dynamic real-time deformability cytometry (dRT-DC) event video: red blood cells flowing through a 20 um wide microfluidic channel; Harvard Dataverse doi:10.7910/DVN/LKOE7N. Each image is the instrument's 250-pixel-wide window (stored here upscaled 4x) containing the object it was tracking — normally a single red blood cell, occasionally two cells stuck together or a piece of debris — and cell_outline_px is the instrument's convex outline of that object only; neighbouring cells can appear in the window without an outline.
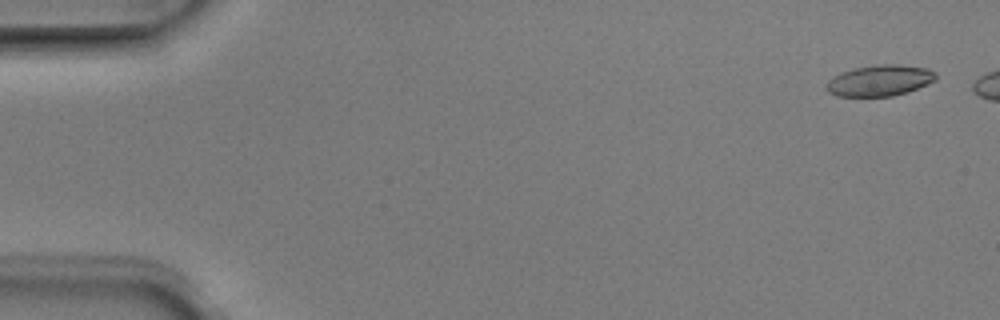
{"species": "Egyptian fruit bat (a non-hibernating species)", "species_latin": "Rousettus aegyptiacus", "temperature_condition": "room temperature", "stored_images_in_passage": 7, "camera_frame_rate_fps": 3000, "um_per_image_px": 0.085, "animal": {"sex": "male"}, "frame": {"image": 1, "passage_image": 1, "time_ms": 0.0, "image_size_px": [1000, 320], "cell_outline_px": [[936, 80], [928, 84], [908, 92], [892, 96], [836, 96], [828, 92], [828, 80], [832, 76], [840, 72], [852, 68], [880, 64], [900, 64], [928, 68], [936, 72]], "centroid_in_image_um": [74.8, 6.83], "position_along_channel_um": 10.2, "area_um2": 20.0}}
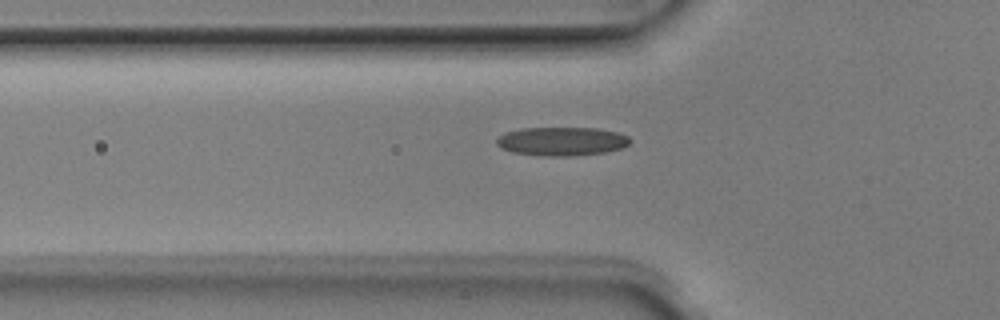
{"frame": {"image": 2, "passage_image": 6, "time_ms": 1.667, "image_size_px": [1000, 320], "cell_outline_px": [[632, 140], [628, 144], [620, 148], [604, 152], [572, 156], [544, 156], [512, 152], [500, 148], [496, 144], [496, 136], [504, 132], [524, 128], [596, 128], [616, 132], [628, 136]], "centroid_in_image_um": [47.69, 12.01], "position_along_channel_um": 78.1, "area_um2": 22.37}}
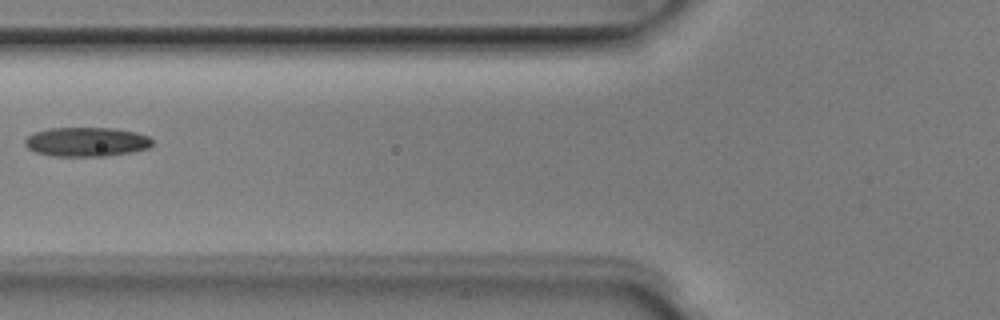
{"frame": {"image": 3, "passage_image": 7, "time_ms": 2.0, "image_size_px": [1000, 320], "cell_outline_px": [[152, 144], [148, 148], [128, 152], [104, 156], [52, 156], [36, 152], [28, 148], [24, 144], [24, 140], [32, 132], [48, 128], [112, 128], [136, 132], [148, 136], [152, 140]], "centroid_in_image_um": [7.3, 12.05], "position_along_channel_um": 118.5, "area_um2": 21.68}}